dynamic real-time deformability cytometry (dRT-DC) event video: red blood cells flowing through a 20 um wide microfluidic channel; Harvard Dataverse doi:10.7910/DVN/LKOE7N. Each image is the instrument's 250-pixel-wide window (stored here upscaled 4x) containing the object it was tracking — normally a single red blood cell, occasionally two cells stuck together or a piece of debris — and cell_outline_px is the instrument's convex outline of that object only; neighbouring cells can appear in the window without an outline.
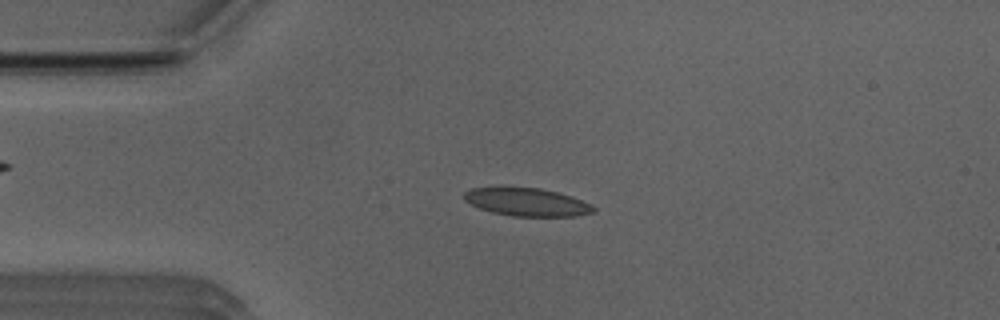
{"species": "Egyptian fruit bat (a non-hibernating species)", "species_latin": "Rousettus aegyptiacus", "temperature_condition": "room temperature", "stored_images_in_passage": 50, "camera_frame_rate_fps": 3000, "um_per_image_px": 0.085, "animal": {"sex": "male"}, "frame": {"image": 1, "passage_image": 11, "time_ms": 3.333, "image_size_px": [1000, 320], "cell_outline_px": [[596, 212], [576, 216], [512, 216], [492, 212], [480, 208], [464, 200], [464, 192], [472, 188], [500, 184], [540, 188], [572, 196], [596, 208]], "centroid_in_image_um": [44.72, 17.13], "position_along_channel_um": 40.3, "area_um2": 21.73}}
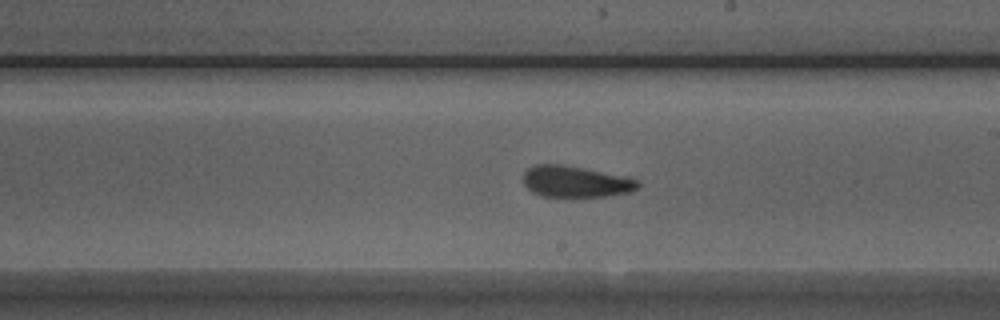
{"frame": {"image": 2, "passage_image": 28, "time_ms": 9.0, "image_size_px": [1000, 320], "cell_outline_px": [[640, 184], [632, 192], [604, 196], [540, 196], [532, 192], [524, 184], [524, 172], [528, 168], [536, 164], [560, 164], [584, 168], [628, 176], [640, 180]], "centroid_in_image_um": [48.96, 15.43], "position_along_channel_um": 240.0, "area_um2": 20.98}}
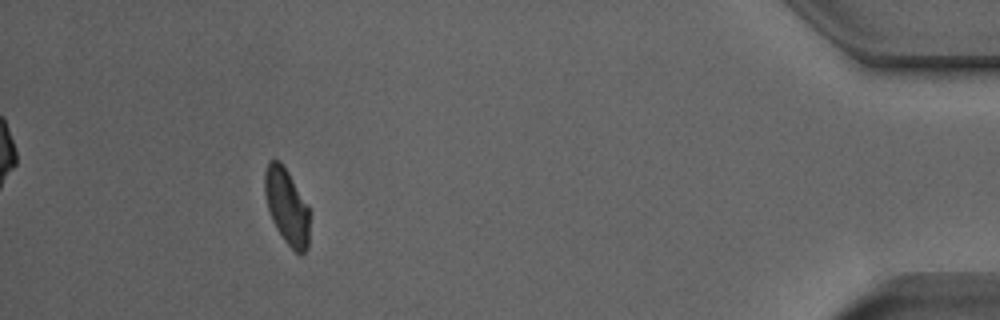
{"frame": {"image": 3, "passage_image": 46, "time_ms": 15.0, "image_size_px": [1000, 320], "cell_outline_px": [[308, 248], [300, 256], [284, 240], [276, 228], [272, 220], [268, 208], [264, 192], [264, 172], [268, 160], [280, 160], [288, 172], [308, 208]], "centroid_in_image_um": [24.34, 17.54], "position_along_channel_um": 410.9, "area_um2": 19.48}, "authors_computed_cell_mechanics": {"area_um2": 21.1548, "velocity_mm_per_s": 3.9359, "shape_relaxation_time_tau1_ms": null, "shape_relaxation_time_tau2_ms": 2.4694, "deformation_change_tau1": null, "deformation_change_tau2": 0.0827}}